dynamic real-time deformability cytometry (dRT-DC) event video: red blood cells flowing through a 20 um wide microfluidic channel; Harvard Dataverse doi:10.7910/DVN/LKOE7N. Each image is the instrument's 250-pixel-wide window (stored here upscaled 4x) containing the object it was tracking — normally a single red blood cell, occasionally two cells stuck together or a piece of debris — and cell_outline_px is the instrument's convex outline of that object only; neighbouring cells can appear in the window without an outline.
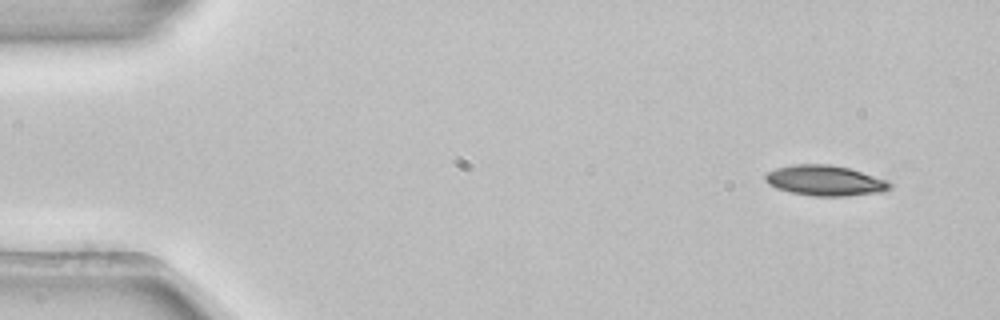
{"species": "common noctule bat (a hibernating species)", "species_latin": "Nyctalus noctula", "temperature_condition": "room temperature", "stored_images_in_passage": 3, "camera_frame_rate_fps": 3000, "um_per_image_px": 0.085, "animal": {"sex": "female", "body_mass_g": 22.7, "forearm_length_mm": 54.2}, "frame": {"image": 1, "passage_image": 1, "time_ms": 0.0, "image_size_px": [1000, 320], "cell_outline_px": [[892, 188], [884, 192], [848, 196], [812, 196], [788, 192], [776, 188], [768, 184], [764, 180], [764, 176], [768, 172], [776, 168], [792, 164], [828, 164], [848, 168], [888, 180], [892, 184]], "centroid_in_image_um": [70.13, 15.36], "position_along_channel_um": 14.9, "area_um2": 22.31}}
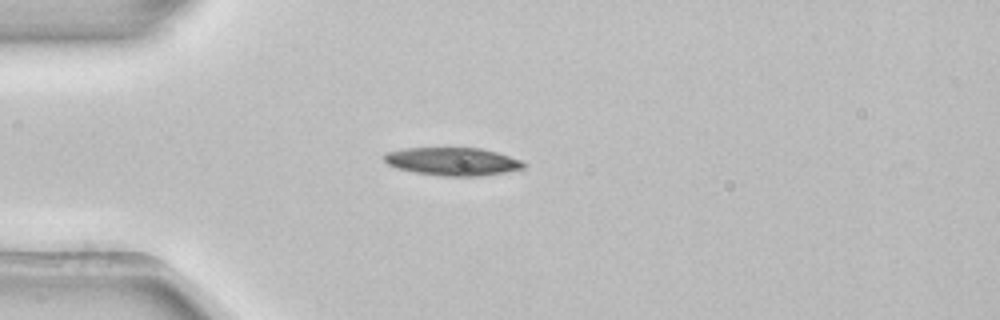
{"frame": {"image": 2, "passage_image": 3, "time_ms": 0.667, "image_size_px": [1000, 320], "cell_outline_px": [[528, 164], [524, 168], [504, 172], [480, 176], [440, 176], [416, 172], [396, 168], [388, 164], [384, 160], [384, 152], [404, 148], [480, 148], [496, 152], [524, 160]], "centroid_in_image_um": [38.49, 13.72], "position_along_channel_um": 46.5, "area_um2": 22.89}}